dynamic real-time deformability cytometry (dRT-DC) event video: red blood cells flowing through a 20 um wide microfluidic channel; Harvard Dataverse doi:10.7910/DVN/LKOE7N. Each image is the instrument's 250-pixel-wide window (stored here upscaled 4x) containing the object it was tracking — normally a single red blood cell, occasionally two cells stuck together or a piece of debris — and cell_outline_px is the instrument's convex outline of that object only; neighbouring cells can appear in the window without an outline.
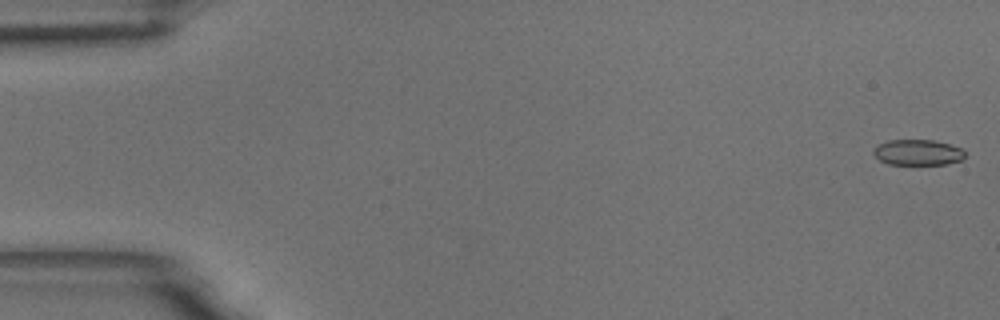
{"species": "common noctule bat (a hibernating species)", "species_latin": "Nyctalus noctula", "temperature_condition": "room temperature", "stored_images_in_passage": 46, "camera_frame_rate_fps": 3000, "um_per_image_px": 0.085, "animal": {"sex": "male", "body_mass_g": 18.8}, "frame": {"image": 1, "passage_image": 1, "time_ms": 0.0, "image_size_px": [1000, 320], "cell_outline_px": [[964, 156], [960, 160], [948, 164], [888, 164], [880, 160], [872, 152], [880, 144], [888, 140], [932, 140], [948, 144], [960, 148], [964, 152]], "centroid_in_image_um": [78.0, 12.96], "position_along_channel_um": 7.0, "area_um2": 13.41}}
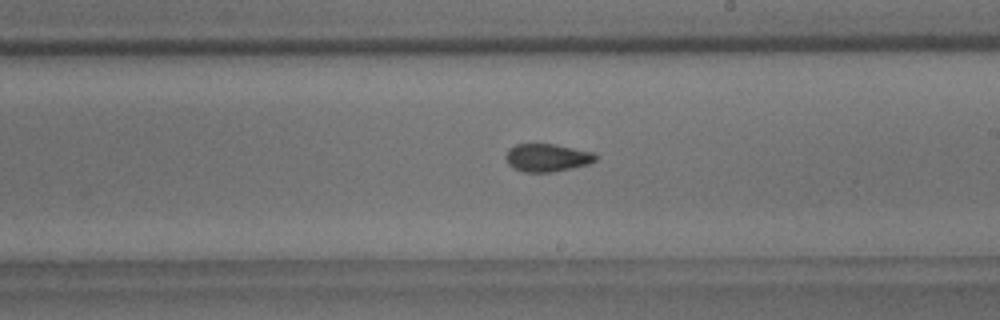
{"frame": {"image": 2, "passage_image": 33, "time_ms": 10.667, "image_size_px": [1000, 320], "cell_outline_px": [[600, 156], [596, 160], [588, 164], [572, 168], [552, 172], [524, 172], [512, 168], [508, 164], [504, 156], [508, 148], [516, 144], [556, 144], [596, 152]], "centroid_in_image_um": [46.53, 13.39], "position_along_channel_um": 242.5, "area_um2": 14.97}}
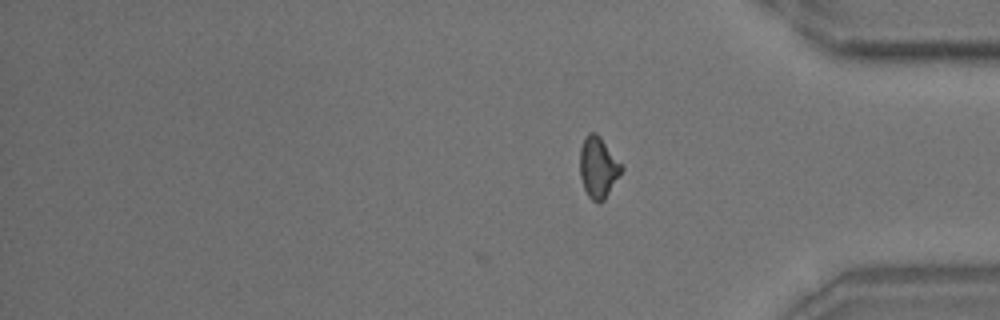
{"frame": {"image": 3, "passage_image": 46, "time_ms": 15.0, "image_size_px": [1000, 320], "cell_outline_px": [[624, 168], [604, 200], [600, 204], [592, 200], [588, 196], [584, 188], [580, 176], [580, 148], [584, 136], [588, 132], [596, 132], [600, 136], [624, 164]], "centroid_in_image_um": [50.86, 14.19], "position_along_channel_um": 384.3, "area_um2": 15.14}, "authors_computed_cell_mechanics": {"area_um2": 14.6812, "velocity_mm_per_s": 3.5632, "shape_relaxation_time_tau1_ms": null, "shape_relaxation_time_tau2_ms": 2.1326, "deformation_change_tau1": null, "deformation_change_tau2": 0.078}}